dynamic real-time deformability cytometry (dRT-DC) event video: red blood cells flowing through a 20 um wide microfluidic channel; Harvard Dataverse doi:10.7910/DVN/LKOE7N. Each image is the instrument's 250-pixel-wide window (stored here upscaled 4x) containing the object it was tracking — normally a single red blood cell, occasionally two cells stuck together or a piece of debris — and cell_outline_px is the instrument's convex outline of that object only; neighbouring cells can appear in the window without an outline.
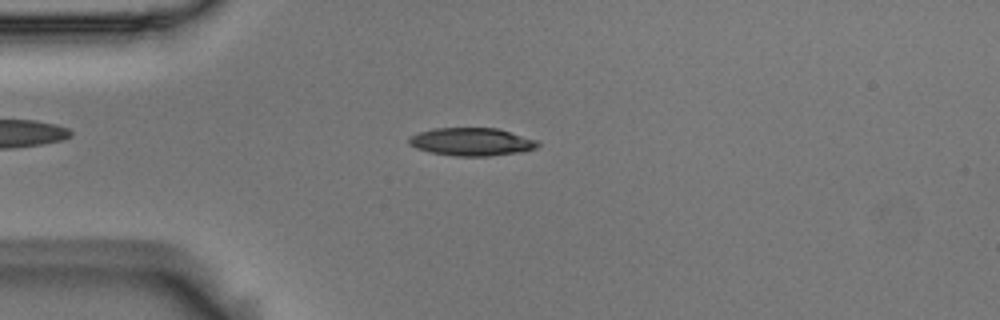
{"species": "Egyptian fruit bat (a non-hibernating species)", "species_latin": "Rousettus aegyptiacus", "temperature_condition": "room temperature", "stored_images_in_passage": 54, "camera_frame_rate_fps": 3000, "um_per_image_px": 0.085, "animal": {"sex": "male"}, "frame": {"image": 1, "passage_image": 13, "time_ms": 4.0, "image_size_px": [1000, 320], "cell_outline_px": [[540, 144], [536, 148], [524, 152], [488, 156], [456, 156], [432, 152], [416, 148], [408, 144], [408, 136], [432, 128], [496, 128], [540, 140]], "centroid_in_image_um": [40.12, 12.05], "position_along_channel_um": 44.9, "area_um2": 21.15}}
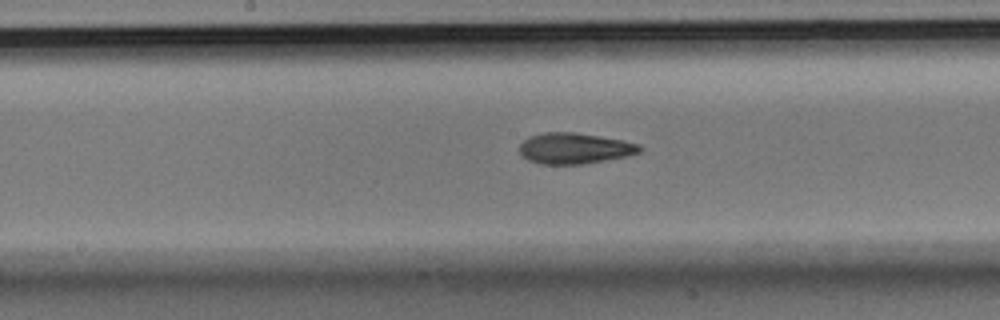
{"frame": {"image": 2, "passage_image": 27, "time_ms": 8.667, "image_size_px": [1000, 320], "cell_outline_px": [[644, 148], [640, 152], [628, 156], [580, 164], [540, 164], [528, 160], [520, 152], [520, 144], [528, 136], [544, 132], [576, 132], [624, 140], [640, 144]], "centroid_in_image_um": [48.86, 12.6], "position_along_channel_um": 199.3, "area_um2": 21.73}}
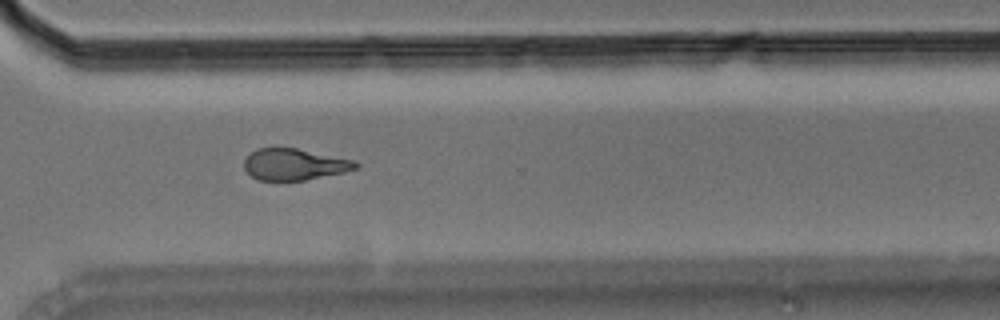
{"frame": {"image": 3, "passage_image": 39, "time_ms": 12.667, "image_size_px": [1000, 320], "cell_outline_px": [[360, 164], [356, 168], [344, 172], [304, 180], [260, 180], [252, 176], [244, 168], [244, 160], [256, 148], [276, 144], [356, 160]], "centroid_in_image_um": [25.0, 13.92], "position_along_channel_um": 345.6, "area_um2": 20.87}, "authors_computed_cell_mechanics": {"area_um2": 21.1548, "velocity_mm_per_s": 3.6653, "shape_relaxation_time_tau1_ms": 4.8523, "shape_relaxation_time_tau2_ms": 3.29, "deformation_change_tau1": 0.1764, "deformation_change_tau2": 0.1205}}